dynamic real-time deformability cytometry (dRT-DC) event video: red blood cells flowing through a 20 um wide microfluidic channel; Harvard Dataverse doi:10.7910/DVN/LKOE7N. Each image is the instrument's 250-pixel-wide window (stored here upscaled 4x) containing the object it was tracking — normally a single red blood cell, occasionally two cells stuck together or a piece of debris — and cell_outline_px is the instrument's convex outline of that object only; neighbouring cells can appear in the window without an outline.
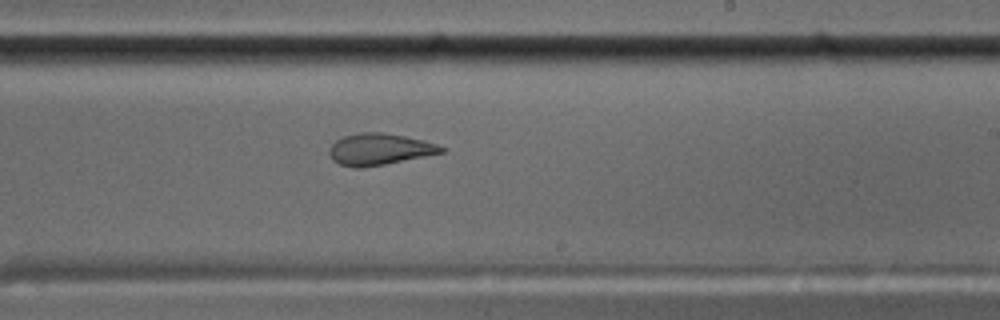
{"species": "common noctule bat (a hibernating species)", "species_latin": "Nyctalus noctula", "temperature_condition": "cold", "stored_images_in_passage": 42, "camera_frame_rate_fps": 3000, "um_per_image_px": 0.085, "animal": {"sex": "male", "body_mass_g": 17.5, "forearm_length_mm": 52.3}, "frame": {"image": 1, "passage_image": 19, "time_ms": 6.0, "image_size_px": [1000, 320], "cell_outline_px": [[448, 148], [444, 152], [384, 164], [360, 168], [352, 168], [340, 164], [332, 160], [328, 152], [328, 148], [336, 140], [344, 136], [360, 132], [380, 132], [404, 136], [424, 140]], "centroid_in_image_um": [32.22, 12.68], "position_along_channel_um": 256.8, "area_um2": 20.58}}
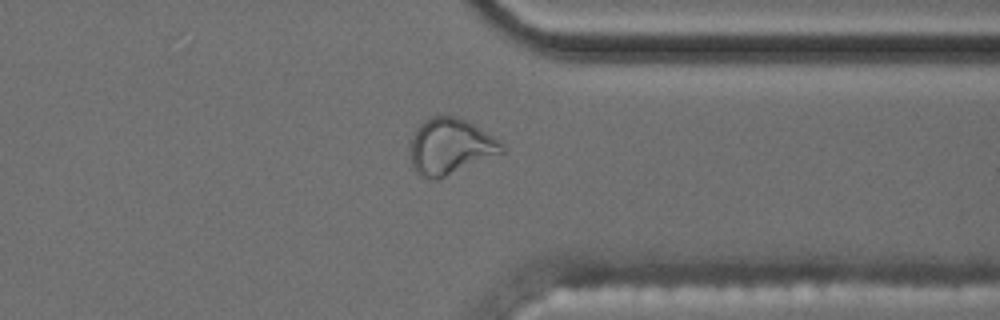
{"frame": {"image": 2, "passage_image": 29, "time_ms": 9.333, "image_size_px": [1000, 320], "cell_outline_px": [[504, 152], [436, 180], [432, 180], [420, 176], [412, 168], [408, 144], [408, 140], [416, 128], [424, 120], [432, 116], [456, 116], [472, 124], [500, 140], [504, 144]], "centroid_in_image_um": [38.21, 12.46], "position_along_channel_um": 373.2, "area_um2": 30.11}, "authors_computed_cell_mechanics": {"area_um2": 22.3108, "velocity_mm_per_s": 3.5429, "shape_relaxation_time_tau1_ms": null, "shape_relaxation_time_tau2_ms": 1.79, "deformation_change_tau1": null, "deformation_change_tau2": 0.0735}}